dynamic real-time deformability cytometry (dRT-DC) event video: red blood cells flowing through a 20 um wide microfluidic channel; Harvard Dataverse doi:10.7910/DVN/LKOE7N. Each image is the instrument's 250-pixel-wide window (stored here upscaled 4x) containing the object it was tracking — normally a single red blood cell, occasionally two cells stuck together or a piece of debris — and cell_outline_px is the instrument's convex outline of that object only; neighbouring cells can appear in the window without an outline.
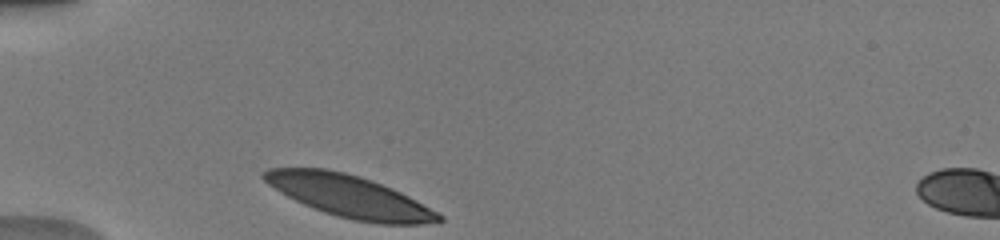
{"species": "human", "species_latin": "Homo sapiens", "temperature_condition": "warm", "stored_images_in_passage": 29, "camera_frame_rate_fps": 3000, "um_per_image_px": 0.085, "donor": {"sex": "male"}, "frame": {"image": 1, "passage_image": 1, "time_ms": 0.0, "image_size_px": [1000, 240], "cell_outline_px": [[444, 220], [420, 224], [380, 224], [356, 220], [324, 212], [304, 204], [280, 192], [268, 184], [260, 176], [268, 168], [324, 168], [344, 172], [360, 176], [372, 180], [392, 188], [408, 196], [444, 216]], "centroid_in_image_um": [29.69, 16.67], "position_along_channel_um": 55.3, "area_um2": 42.37}}
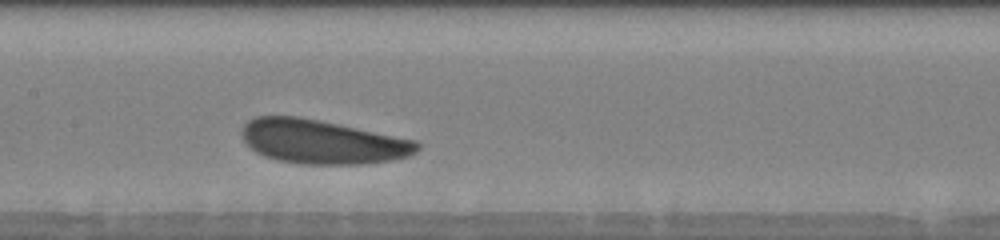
{"frame": {"image": 2, "passage_image": 12, "time_ms": 3.667, "image_size_px": [1000, 240], "cell_outline_px": [[420, 148], [416, 152], [408, 156], [392, 160], [364, 164], [300, 164], [280, 160], [264, 156], [256, 152], [244, 140], [240, 132], [244, 124], [248, 120], [256, 116], [296, 116], [320, 120], [416, 140], [420, 144]], "centroid_in_image_um": [27.39, 12.05], "position_along_channel_um": 180.0, "area_um2": 44.97}}
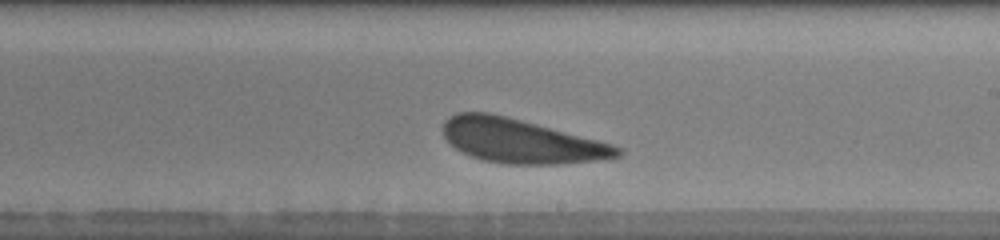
{"frame": {"image": 3, "passage_image": 17, "time_ms": 5.333, "image_size_px": [1000, 240], "cell_outline_px": [[624, 152], [620, 156], [596, 160], [556, 164], [508, 164], [484, 160], [472, 156], [456, 148], [444, 136], [440, 128], [444, 120], [448, 116], [456, 112], [488, 112], [536, 124], [612, 144], [620, 148]], "centroid_in_image_um": [44.23, 11.97], "position_along_channel_um": 244.8, "area_um2": 44.27}, "authors_computed_cell_mechanics": {"area_um2": 44.9106, "velocity_mm_per_s": 3.8977, "shape_relaxation_time_tau1_ms": 1.1867, "shape_relaxation_time_tau2_ms": 2.2988, "deformation_change_tau1": 0.0643, "deformation_change_tau2": 0.093}}